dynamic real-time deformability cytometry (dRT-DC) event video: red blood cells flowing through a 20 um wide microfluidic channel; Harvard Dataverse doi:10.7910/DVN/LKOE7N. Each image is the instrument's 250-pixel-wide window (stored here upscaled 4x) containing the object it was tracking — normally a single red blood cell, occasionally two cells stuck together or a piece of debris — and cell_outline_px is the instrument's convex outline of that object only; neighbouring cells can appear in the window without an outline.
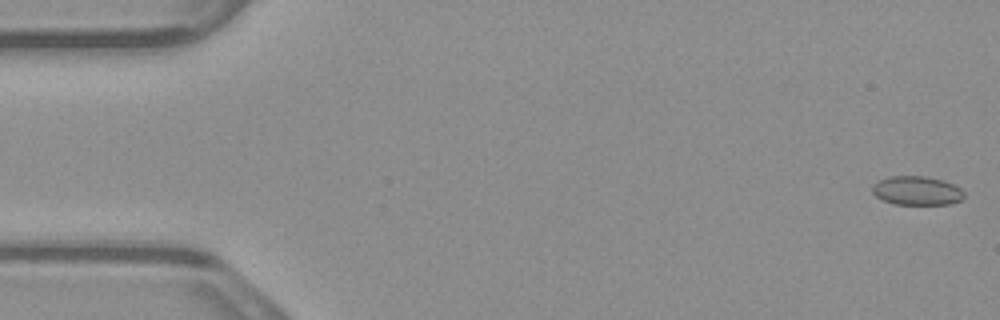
{"species": "common noctule bat (a hibernating species)", "species_latin": "Nyctalus noctula", "temperature_condition": "warm", "stored_images_in_passage": 20, "camera_frame_rate_fps": 3000, "um_per_image_px": 0.085, "animal": {"sex": "male", "body_mass_g": 23.1, "forearm_length_mm": 52.7}, "frame": {"image": 1, "passage_image": 1, "time_ms": 0.0, "image_size_px": [1000, 320], "cell_outline_px": [[964, 196], [960, 200], [948, 204], [896, 204], [884, 200], [876, 196], [872, 192], [872, 184], [888, 176], [924, 176], [944, 180], [960, 188], [964, 192]], "centroid_in_image_um": [77.92, 16.19], "position_along_channel_um": 7.1, "area_um2": 15.37}}
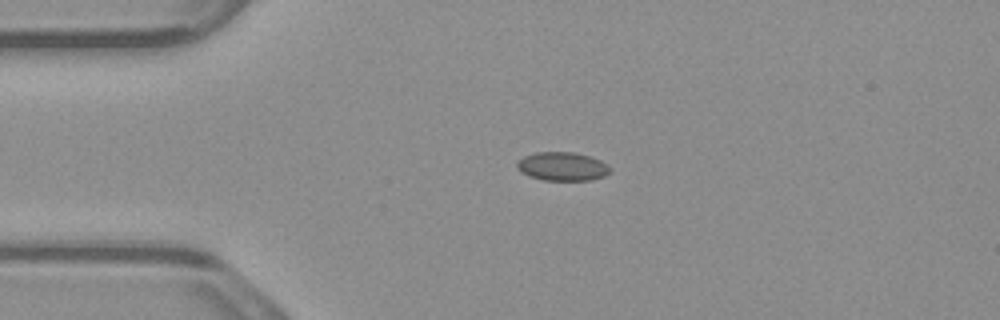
{"frame": {"image": 2, "passage_image": 12, "time_ms": 3.667, "image_size_px": [1000, 320], "cell_outline_px": [[612, 172], [604, 176], [592, 180], [544, 180], [528, 176], [520, 172], [516, 168], [516, 164], [524, 156], [536, 152], [576, 152], [600, 160], [608, 164], [612, 168]], "centroid_in_image_um": [47.82, 14.15], "position_along_channel_um": 37.2, "area_um2": 15.72}}
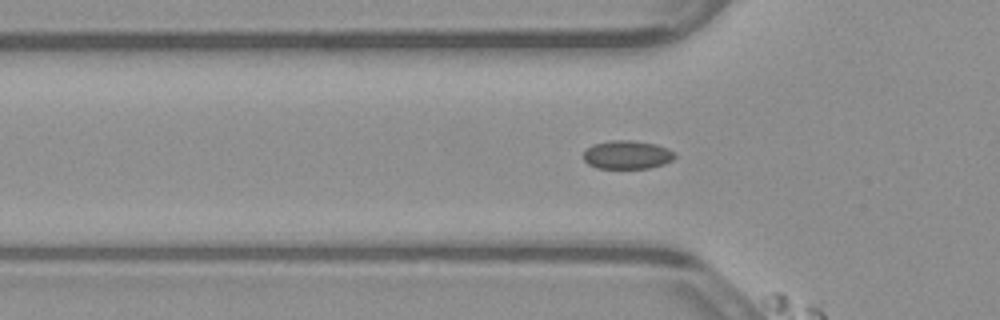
{"frame": {"image": 3, "passage_image": 17, "time_ms": 5.333, "image_size_px": [1000, 320], "cell_outline_px": [[676, 156], [672, 160], [664, 164], [648, 168], [596, 168], [588, 164], [584, 160], [584, 152], [592, 144], [612, 140], [632, 140], [656, 144], [668, 148], [676, 152]], "centroid_in_image_um": [53.33, 13.15], "position_along_channel_um": 72.5, "area_um2": 15.26}}